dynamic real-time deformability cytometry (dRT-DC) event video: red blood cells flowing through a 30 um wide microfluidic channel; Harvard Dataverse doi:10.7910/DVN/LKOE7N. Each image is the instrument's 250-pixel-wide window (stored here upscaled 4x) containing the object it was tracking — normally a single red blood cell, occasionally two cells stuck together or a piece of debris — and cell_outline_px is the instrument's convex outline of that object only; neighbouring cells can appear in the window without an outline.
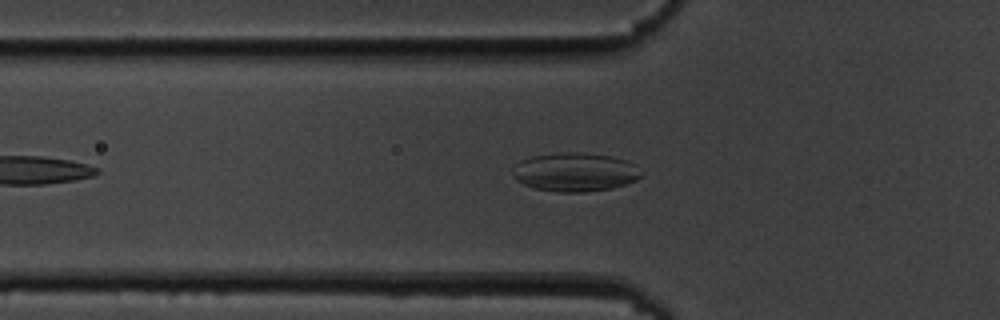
{"species": "common noctule bat (a hibernating species)", "species_latin": "Nyctalus noctula", "temperature_condition": "cold", "stored_images_in_passage": 12, "camera_frame_rate_fps": 3000, "um_per_image_px": 0.085, "animal": {"sex": "male", "body_mass_g": 19.5, "forearm_length_mm": 54.6}, "frame": {"image": 1, "passage_image": 7, "time_ms": 2.0, "image_size_px": [1000, 320], "cell_outline_px": [[644, 172], [636, 180], [612, 188], [588, 192], [556, 192], [532, 188], [516, 180], [512, 176], [512, 172], [516, 164], [520, 160], [532, 156], [560, 152], [580, 152], [612, 156], [624, 160], [632, 164]], "centroid_in_image_um": [48.84, 14.63], "position_along_channel_um": 77.0, "area_um2": 29.19}}